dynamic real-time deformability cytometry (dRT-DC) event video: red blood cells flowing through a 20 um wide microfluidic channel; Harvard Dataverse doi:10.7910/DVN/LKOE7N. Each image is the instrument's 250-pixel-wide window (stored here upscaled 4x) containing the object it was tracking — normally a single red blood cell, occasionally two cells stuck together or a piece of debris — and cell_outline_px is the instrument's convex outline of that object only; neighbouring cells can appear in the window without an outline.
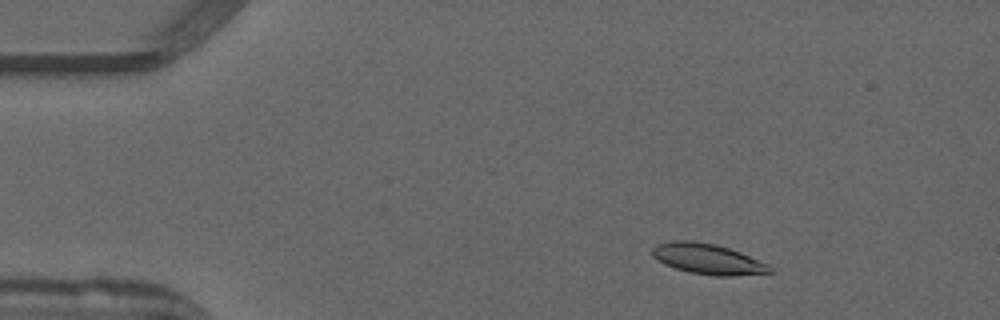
{"species": "common noctule bat (a hibernating species)", "species_latin": "Nyctalus noctula", "temperature_condition": "warm", "stored_images_in_passage": 44, "camera_frame_rate_fps": 3000, "um_per_image_px": 0.085, "animal": {"sex": "male", "forearm_length_mm": 52.5}, "frame": {"image": 1, "passage_image": 7, "time_ms": 2.0, "image_size_px": [1000, 320], "cell_outline_px": [[772, 272], [732, 276], [716, 276], [688, 272], [664, 264], [652, 256], [652, 248], [656, 244], [672, 240], [692, 240], [716, 244], [740, 252], [768, 264], [772, 268]], "centroid_in_image_um": [60.13, 22.0], "position_along_channel_um": 24.9, "area_um2": 20.92}}
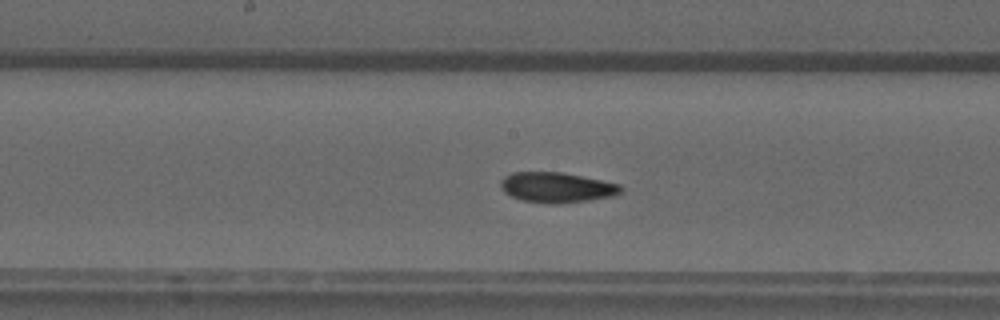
{"frame": {"image": 2, "passage_image": 26, "time_ms": 8.333, "image_size_px": [1000, 320], "cell_outline_px": [[624, 188], [616, 196], [592, 200], [560, 204], [544, 204], [520, 200], [504, 192], [500, 188], [500, 180], [504, 176], [512, 172], [560, 172], [620, 184]], "centroid_in_image_um": [47.31, 15.95], "position_along_channel_um": 200.9, "area_um2": 21.5}}
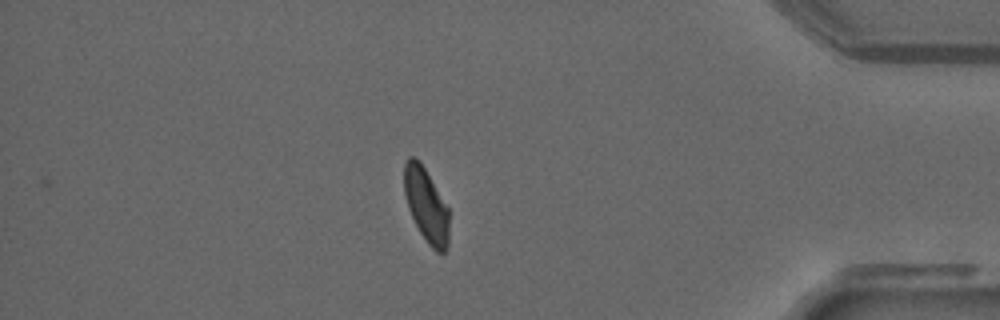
{"frame": {"image": 3, "passage_image": 44, "time_ms": 14.333, "image_size_px": [1000, 320], "cell_outline_px": [[448, 244], [444, 252], [436, 252], [428, 244], [420, 232], [408, 208], [404, 192], [404, 160], [408, 156], [416, 156], [420, 160], [448, 208]], "centroid_in_image_um": [36.2, 17.39], "position_along_channel_um": 399.0, "area_um2": 19.31}, "authors_computed_cell_mechanics": {"area_um2": 20.8947, "velocity_mm_per_s": 3.9345, "shape_relaxation_time_tau1_ms": 4.8763, "shape_relaxation_time_tau2_ms": 1.5396, "deformation_change_tau1": 0.16, "deformation_change_tau2": 0.0703}}